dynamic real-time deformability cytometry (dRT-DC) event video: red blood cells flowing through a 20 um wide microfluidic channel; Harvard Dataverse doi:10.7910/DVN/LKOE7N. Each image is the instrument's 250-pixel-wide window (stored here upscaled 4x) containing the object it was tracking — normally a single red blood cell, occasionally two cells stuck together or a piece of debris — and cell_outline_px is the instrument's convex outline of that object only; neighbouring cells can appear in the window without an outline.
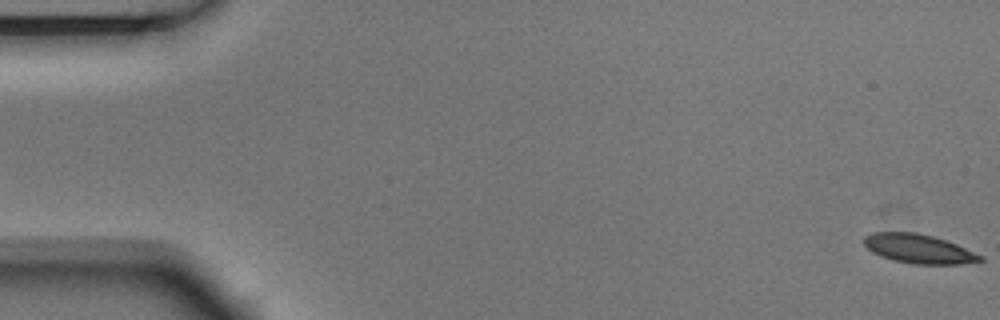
{"species": "Egyptian fruit bat (a non-hibernating species)", "species_latin": "Rousettus aegyptiacus", "temperature_condition": "room temperature", "stored_images_in_passage": 6, "camera_frame_rate_fps": 3000, "um_per_image_px": 0.085, "animal": {"sex": "male"}, "frame": {"image": 1, "passage_image": 1, "time_ms": 0.0, "image_size_px": [1000, 320], "cell_outline_px": [[984, 260], [960, 264], [912, 264], [892, 260], [880, 256], [872, 252], [864, 244], [864, 236], [872, 232], [916, 232], [932, 236], [956, 244], [984, 256]], "centroid_in_image_um": [78.07, 21.15], "position_along_channel_um": 6.9, "area_um2": 19.71}}
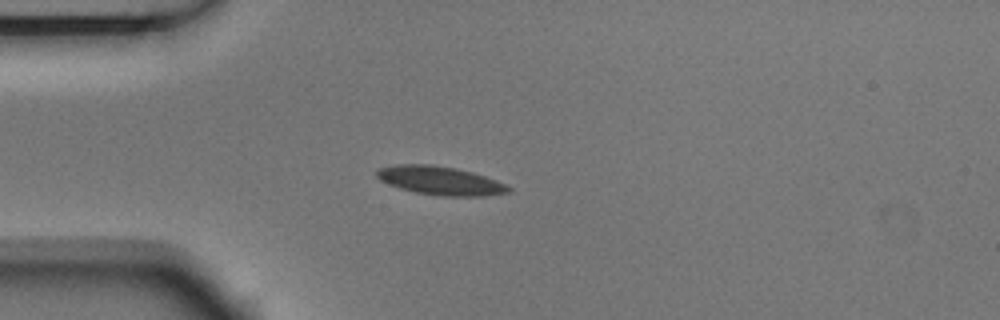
{"frame": {"image": 2, "passage_image": 5, "time_ms": 1.333, "image_size_px": [1000, 320], "cell_outline_px": [[512, 192], [484, 196], [440, 196], [416, 192], [400, 188], [388, 184], [380, 180], [376, 176], [376, 172], [380, 168], [396, 164], [432, 164], [456, 168], [472, 172], [484, 176], [504, 184], [512, 188]], "centroid_in_image_um": [37.41, 15.35], "position_along_channel_um": 47.6, "area_um2": 21.91}}